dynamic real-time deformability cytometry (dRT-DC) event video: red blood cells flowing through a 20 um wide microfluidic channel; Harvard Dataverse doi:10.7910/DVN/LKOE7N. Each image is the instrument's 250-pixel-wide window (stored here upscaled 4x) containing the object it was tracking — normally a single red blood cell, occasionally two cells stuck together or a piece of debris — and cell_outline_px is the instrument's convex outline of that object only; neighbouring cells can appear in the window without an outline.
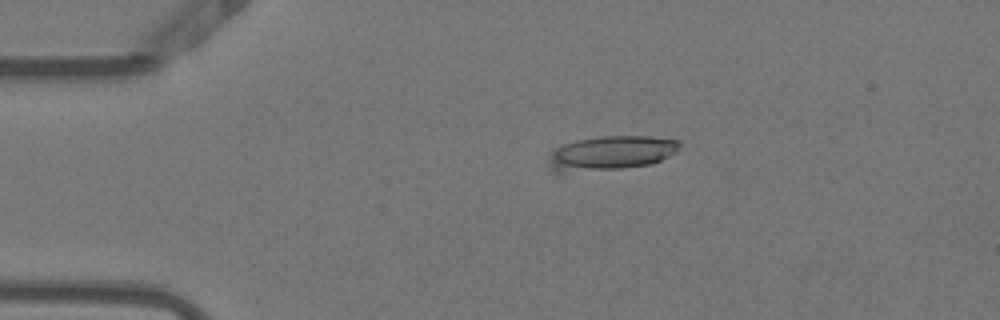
{"species": "Egyptian fruit bat (a non-hibernating species)", "species_latin": "Rousettus aegyptiacus", "temperature_condition": "warm", "stored_images_in_passage": 9, "camera_frame_rate_fps": 3000, "um_per_image_px": 0.085, "animal": {"sex": "female"}, "frame": {"image": 1, "passage_image": 2, "time_ms": 0.333, "image_size_px": [1000, 320], "cell_outline_px": [[680, 144], [676, 152], [652, 164], [620, 168], [564, 172], [552, 172], [548, 168], [548, 156], [556, 148], [564, 144], [576, 140], [600, 136], [648, 136], [680, 140]], "centroid_in_image_um": [51.89, 13.0], "position_along_channel_um": 33.1, "area_um2": 26.13}}